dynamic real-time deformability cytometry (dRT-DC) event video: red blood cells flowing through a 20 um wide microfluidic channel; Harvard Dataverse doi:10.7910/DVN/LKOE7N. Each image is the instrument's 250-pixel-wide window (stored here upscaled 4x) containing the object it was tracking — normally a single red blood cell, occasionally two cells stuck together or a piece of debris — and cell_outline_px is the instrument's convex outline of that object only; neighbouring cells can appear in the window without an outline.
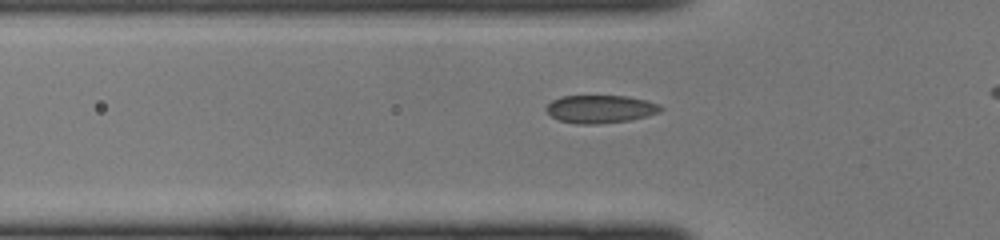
{"species": "common noctule bat (a hibernating species)", "species_latin": "Nyctalus noctula", "temperature_condition": "cold", "stored_images_in_passage": 19, "camera_frame_rate_fps": 3000, "um_per_image_px": 0.085, "animal": {"sex": "female", "body_mass_g": 22.0, "forearm_length_mm": 56.7}, "frame": {"image": 1, "passage_image": 11, "time_ms": 3.333, "image_size_px": [1000, 240], "cell_outline_px": [[664, 108], [660, 112], [648, 116], [632, 120], [596, 124], [576, 124], [560, 120], [552, 116], [544, 108], [552, 100], [560, 96], [628, 96], [648, 100], [660, 104]], "centroid_in_image_um": [51.08, 9.26], "position_along_channel_um": 74.7, "area_um2": 18.84}}
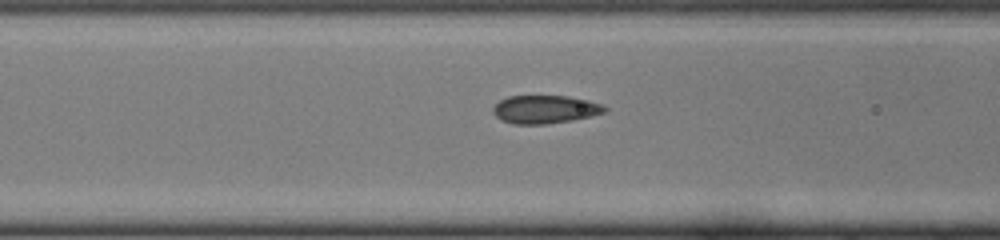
{"frame": {"image": 2, "passage_image": 14, "time_ms": 4.333, "image_size_px": [1000, 240], "cell_outline_px": [[608, 108], [604, 112], [572, 120], [544, 124], [512, 124], [500, 120], [492, 112], [492, 108], [500, 100], [508, 96], [568, 96], [588, 100], [604, 104]], "centroid_in_image_um": [46.3, 9.29], "position_along_channel_um": 120.3, "area_um2": 18.32}}
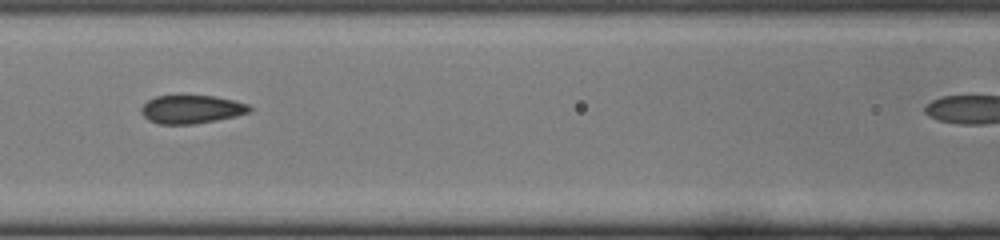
{"frame": {"image": 3, "passage_image": 16, "time_ms": 5.0, "image_size_px": [1000, 240], "cell_outline_px": [[252, 112], [236, 116], [196, 124], [160, 124], [148, 120], [140, 112], [140, 108], [148, 100], [156, 96], [216, 96], [248, 104], [252, 108]], "centroid_in_image_um": [16.28, 9.3], "position_along_channel_um": 150.3, "area_um2": 17.92}}